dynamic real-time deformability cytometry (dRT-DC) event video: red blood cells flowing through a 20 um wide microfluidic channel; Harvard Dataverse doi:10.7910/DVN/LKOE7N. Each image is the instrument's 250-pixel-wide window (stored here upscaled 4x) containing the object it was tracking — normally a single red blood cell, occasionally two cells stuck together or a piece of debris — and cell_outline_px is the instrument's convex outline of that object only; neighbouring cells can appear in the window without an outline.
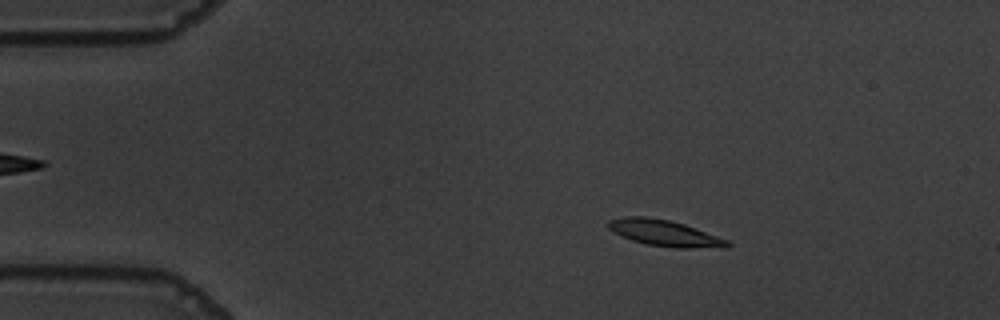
{"species": "common noctule bat (a hibernating species)", "species_latin": "Nyctalus noctula", "temperature_condition": "warm", "stored_images_in_passage": 56, "camera_frame_rate_fps": 3000, "um_per_image_px": 0.085, "animal": {"sex": "male", "body_mass_g": 19.5, "forearm_length_mm": 54.6}, "frame": {"image": 1, "passage_image": 9, "time_ms": 2.667, "image_size_px": [1000, 320], "cell_outline_px": [[732, 244], [728, 248], [676, 248], [648, 244], [632, 240], [612, 232], [608, 228], [608, 220], [624, 216], [644, 216], [668, 220], [684, 224], [728, 240]], "centroid_in_image_um": [56.5, 19.82], "position_along_channel_um": 28.5, "area_um2": 18.15}}
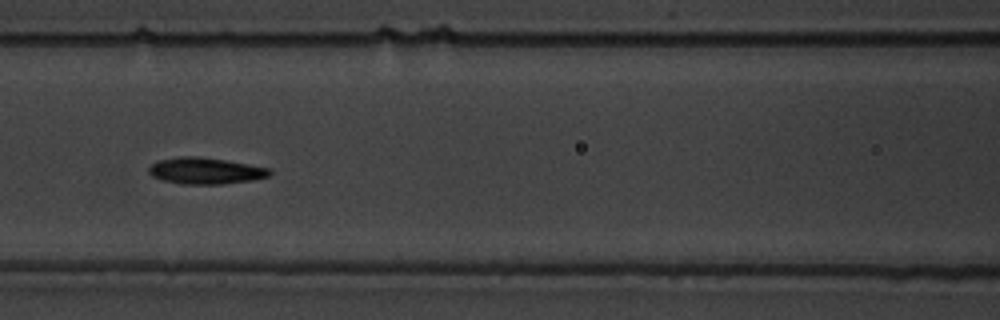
{"frame": {"image": 2, "passage_image": 24, "time_ms": 7.667, "image_size_px": [1000, 320], "cell_outline_px": [[272, 172], [268, 176], [252, 180], [224, 184], [180, 184], [164, 180], [152, 176], [148, 172], [148, 168], [156, 160], [180, 156], [196, 156], [224, 160], [272, 168]], "centroid_in_image_um": [17.45, 14.52], "position_along_channel_um": 149.1, "area_um2": 18.67}}
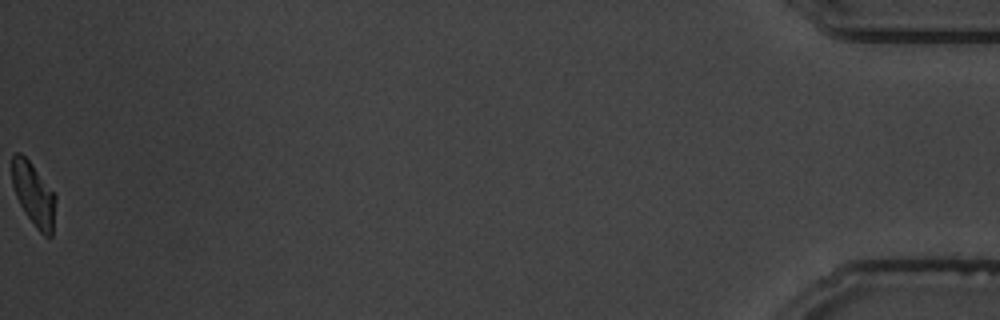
{"frame": {"image": 3, "passage_image": 56, "time_ms": 18.333, "image_size_px": [1000, 320], "cell_outline_px": [[56, 200], [52, 236], [44, 236], [36, 228], [20, 204], [16, 196], [12, 184], [12, 152], [20, 152], [32, 164], [56, 196]], "centroid_in_image_um": [2.85, 16.5], "position_along_channel_um": 432.3, "area_um2": 15.9}, "authors_computed_cell_mechanics": {"area_um2": 17.6001, "velocity_mm_per_s": 3.5849, "shape_relaxation_time_tau1_ms": 2.9621, "shape_relaxation_time_tau2_ms": 2.093, "deformation_change_tau1": 0.1275, "deformation_change_tau2": 0.0638}}